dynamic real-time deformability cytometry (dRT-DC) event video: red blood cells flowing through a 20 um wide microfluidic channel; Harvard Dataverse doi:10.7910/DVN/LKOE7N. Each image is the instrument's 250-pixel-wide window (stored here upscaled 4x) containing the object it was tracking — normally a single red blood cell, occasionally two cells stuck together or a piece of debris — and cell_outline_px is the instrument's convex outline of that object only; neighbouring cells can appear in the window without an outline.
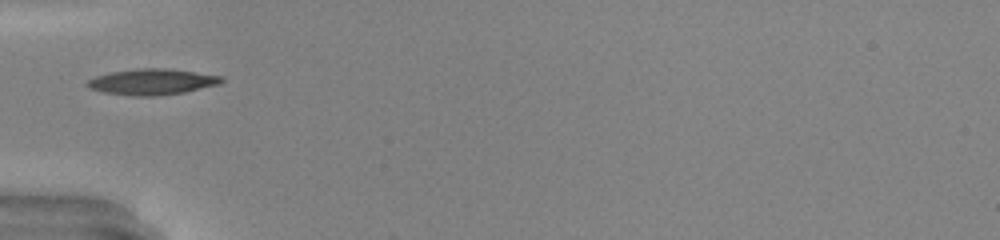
{"species": "common noctule bat (a hibernating species)", "species_latin": "Nyctalus noctula", "temperature_condition": "warm", "stored_images_in_passage": 11, "camera_frame_rate_fps": 3000, "um_per_image_px": 0.085, "animal": {"sex": "male", "body_mass_g": 20.0, "forearm_length_mm": 53.3}, "frame": {"image": 1, "passage_image": 1, "time_ms": 0.0, "image_size_px": [1000, 240], "cell_outline_px": [[224, 80], [220, 84], [184, 92], [156, 96], [132, 96], [104, 92], [88, 88], [84, 84], [88, 80], [96, 76], [112, 72], [136, 68], [164, 68], [196, 72], [224, 76]], "centroid_in_image_um": [12.93, 6.95], "position_along_channel_um": 72.1, "area_um2": 20.35}}